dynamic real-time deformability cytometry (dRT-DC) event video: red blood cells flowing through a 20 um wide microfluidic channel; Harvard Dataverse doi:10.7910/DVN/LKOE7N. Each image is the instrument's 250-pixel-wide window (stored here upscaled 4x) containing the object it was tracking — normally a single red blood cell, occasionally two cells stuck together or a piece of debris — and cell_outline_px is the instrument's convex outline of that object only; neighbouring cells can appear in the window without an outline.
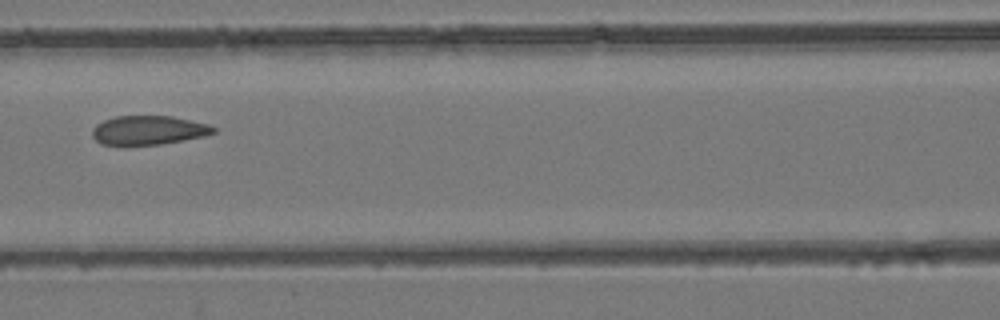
{"species": "common noctule bat (a hibernating species)", "species_latin": "Nyctalus noctula", "temperature_condition": "room temperature", "stored_images_in_passage": 7, "camera_frame_rate_fps": 3000, "um_per_image_px": 0.085, "animal": {"sex": "female", "body_mass_g": 24.6, "forearm_length_mm": 56.2}, "frame": {"image": 1, "passage_image": 6, "time_ms": 6.667, "image_size_px": [1000, 320], "cell_outline_px": [[216, 132], [204, 136], [184, 140], [160, 144], [124, 148], [120, 148], [100, 144], [92, 136], [92, 128], [96, 124], [104, 120], [116, 116], [172, 116], [208, 124], [216, 128]], "centroid_in_image_um": [12.54, 11.11], "position_along_channel_um": 154.1, "area_um2": 21.27}}
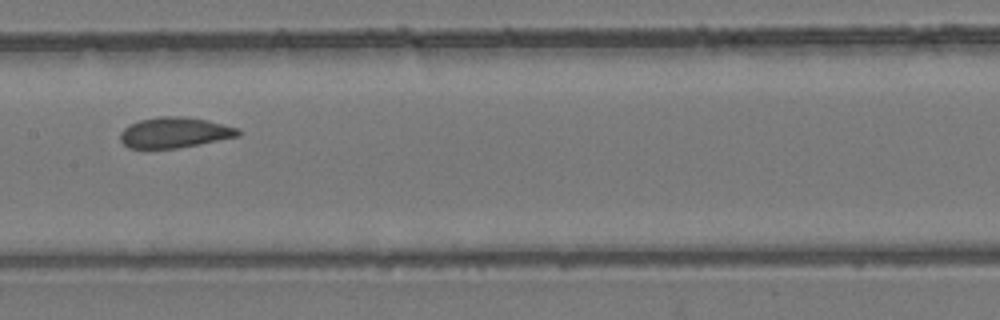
{"frame": {"image": 2, "passage_image": 7, "time_ms": 7.667, "image_size_px": [1000, 320], "cell_outline_px": [[240, 136], [176, 148], [128, 148], [120, 140], [120, 132], [128, 124], [140, 120], [160, 116], [180, 116], [208, 120], [236, 128], [240, 132]], "centroid_in_image_um": [14.79, 11.26], "position_along_channel_um": 192.6, "area_um2": 20.81}}